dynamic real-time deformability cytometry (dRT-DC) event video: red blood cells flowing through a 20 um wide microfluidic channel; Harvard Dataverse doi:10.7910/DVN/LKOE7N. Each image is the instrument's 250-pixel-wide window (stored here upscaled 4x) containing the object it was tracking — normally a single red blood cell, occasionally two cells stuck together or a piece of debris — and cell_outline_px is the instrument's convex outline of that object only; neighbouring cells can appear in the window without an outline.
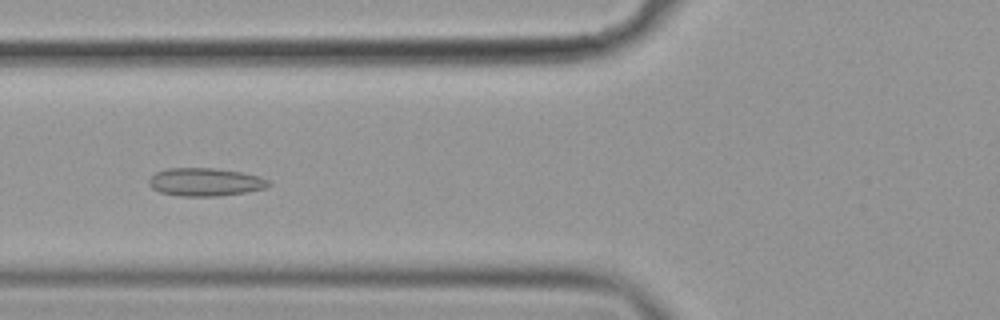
{"species": "common noctule bat (a hibernating species)", "species_latin": "Nyctalus noctula", "temperature_condition": "cold", "stored_images_in_passage": 44, "camera_frame_rate_fps": 3000, "um_per_image_px": 0.085, "animal": {"sex": "female", "body_mass_g": 19.9}, "frame": {"image": 1, "passage_image": 10, "time_ms": 3.0, "image_size_px": [1000, 320], "cell_outline_px": [[272, 184], [264, 188], [248, 192], [216, 196], [180, 196], [160, 192], [152, 188], [148, 184], [148, 180], [156, 172], [168, 168], [212, 168], [240, 172], [260, 176], [268, 180]], "centroid_in_image_um": [17.44, 15.47], "position_along_channel_um": 108.4, "area_um2": 19.54}}
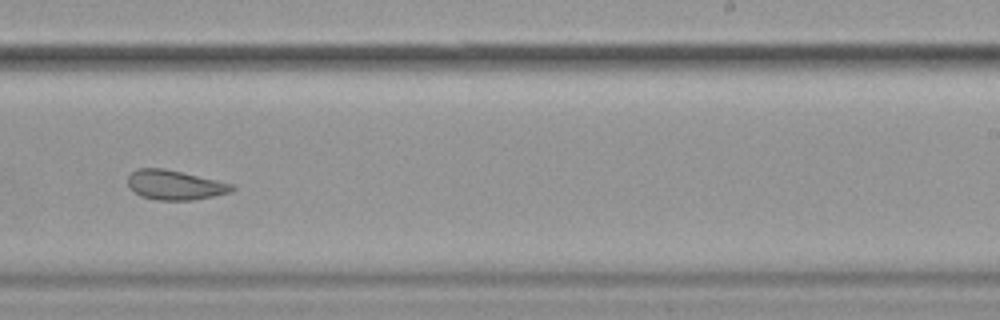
{"frame": {"image": 2, "passage_image": 24, "time_ms": 7.667, "image_size_px": [1000, 320], "cell_outline_px": [[236, 188], [228, 192], [212, 196], [192, 200], [156, 200], [140, 196], [128, 184], [128, 176], [132, 172], [140, 168], [164, 168], [236, 184]], "centroid_in_image_um": [14.89, 15.72], "position_along_channel_um": 274.1, "area_um2": 17.86}}
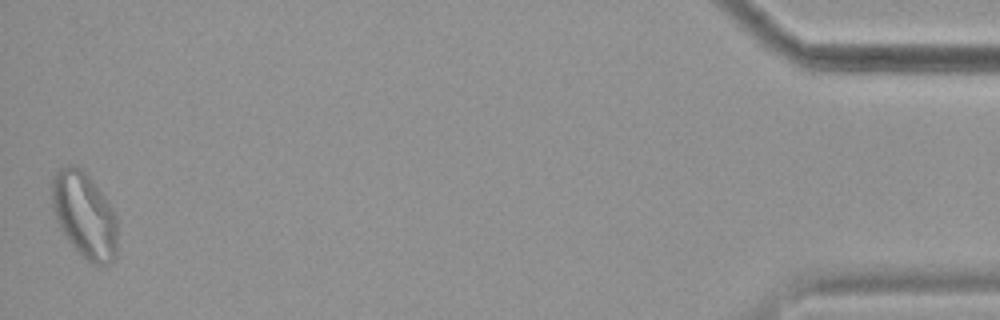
{"frame": {"image": 3, "passage_image": 44, "time_ms": 14.333, "image_size_px": [1000, 320], "cell_outline_px": [[116, 256], [112, 264], [92, 264], [72, 244], [60, 228], [56, 220], [52, 204], [52, 180], [56, 172], [60, 168], [68, 164], [72, 164], [80, 168], [88, 176], [104, 196], [116, 216]], "centroid_in_image_um": [7.17, 18.27], "position_along_channel_um": 428.0, "area_um2": 32.19}, "authors_computed_cell_mechanics": {"area_um2": 19.7965, "velocity_mm_per_s": 3.5683, "shape_relaxation_time_tau1_ms": null, "shape_relaxation_time_tau2_ms": 1.7398, "deformation_change_tau1": null, "deformation_change_tau2": 0.0692}}